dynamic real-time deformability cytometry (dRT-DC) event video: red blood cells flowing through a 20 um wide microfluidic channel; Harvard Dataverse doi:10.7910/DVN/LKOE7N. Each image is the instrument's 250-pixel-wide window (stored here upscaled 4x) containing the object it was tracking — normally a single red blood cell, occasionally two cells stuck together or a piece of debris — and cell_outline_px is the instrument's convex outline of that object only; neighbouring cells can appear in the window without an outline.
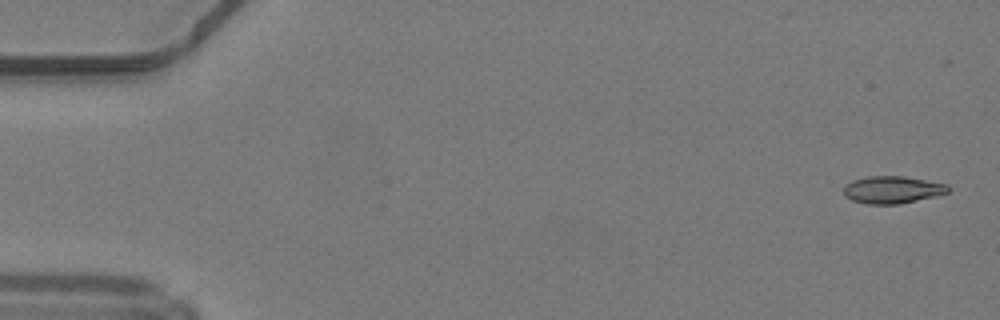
{"species": "common noctule bat (a hibernating species)", "species_latin": "Nyctalus noctula", "temperature_condition": "warm", "stored_images_in_passage": 49, "camera_frame_rate_fps": 3000, "um_per_image_px": 0.085, "animal": {"sex": "male", "body_mass_g": 19.2, "forearm_length_mm": 51.8}, "frame": {"image": 1, "passage_image": 2, "time_ms": 0.333, "image_size_px": [1000, 320], "cell_outline_px": [[948, 192], [896, 204], [876, 204], [856, 200], [848, 196], [844, 192], [844, 188], [848, 184], [856, 180], [876, 176], [896, 176], [920, 180], [940, 184], [948, 188]], "centroid_in_image_um": [75.81, 16.13], "position_along_channel_um": 9.2, "area_um2": 15.14}}
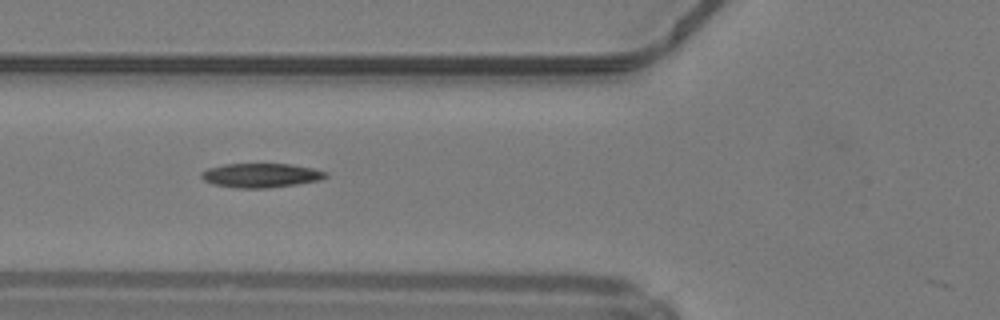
{"frame": {"image": 2, "passage_image": 19, "time_ms": 6.0, "image_size_px": [1000, 320], "cell_outline_px": [[324, 176], [312, 180], [288, 184], [220, 184], [208, 180], [204, 176], [204, 172], [212, 168], [232, 164], [284, 164], [308, 168], [324, 172]], "centroid_in_image_um": [22.21, 14.81], "position_along_channel_um": 103.6, "area_um2": 14.45}}
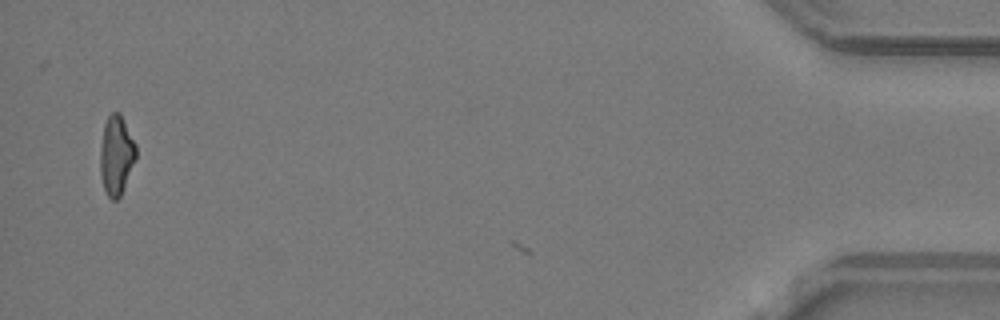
{"frame": {"image": 3, "passage_image": 48, "time_ms": 15.667, "image_size_px": [1000, 320], "cell_outline_px": [[136, 156], [120, 196], [116, 200], [112, 200], [108, 196], [104, 188], [100, 168], [100, 156], [104, 128], [108, 116], [112, 112], [116, 112], [120, 116], [136, 144]], "centroid_in_image_um": [9.88, 13.23], "position_along_channel_um": 425.3, "area_um2": 15.78}, "authors_computed_cell_mechanics": {"area_um2": 15.2014, "velocity_mm_per_s": 4.2435, "shape_relaxation_time_tau1_ms": null, "shape_relaxation_time_tau2_ms": 4.1397, "deformation_change_tau1": null, "deformation_change_tau2": 0.1447}}